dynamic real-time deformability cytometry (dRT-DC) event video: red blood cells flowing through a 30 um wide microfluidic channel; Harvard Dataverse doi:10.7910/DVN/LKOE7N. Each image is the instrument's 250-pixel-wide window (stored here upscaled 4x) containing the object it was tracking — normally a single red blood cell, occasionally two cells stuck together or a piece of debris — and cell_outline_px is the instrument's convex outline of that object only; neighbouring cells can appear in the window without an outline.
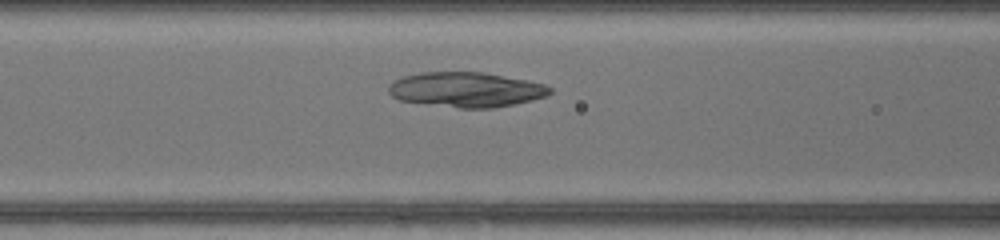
{"species": "common noctule bat (a hibernating species)", "species_latin": "Nyctalus noctula", "temperature_condition": "warm", "stored_images_in_passage": 28, "camera_frame_rate_fps": 3000, "um_per_image_px": 0.085, "animal": {"sex": "female", "body_mass_g": 17.0, "forearm_length_mm": 48.0}, "frame": {"image": 1, "passage_image": 9, "time_ms": 2.667, "image_size_px": [1000, 240], "cell_outline_px": [[552, 92], [544, 96], [532, 100], [492, 108], [460, 108], [400, 100], [392, 96], [388, 92], [388, 84], [404, 76], [424, 72], [484, 72], [528, 80], [544, 84], [552, 88]], "centroid_in_image_um": [39.62, 7.61], "position_along_channel_um": 127.0, "area_um2": 32.66}}
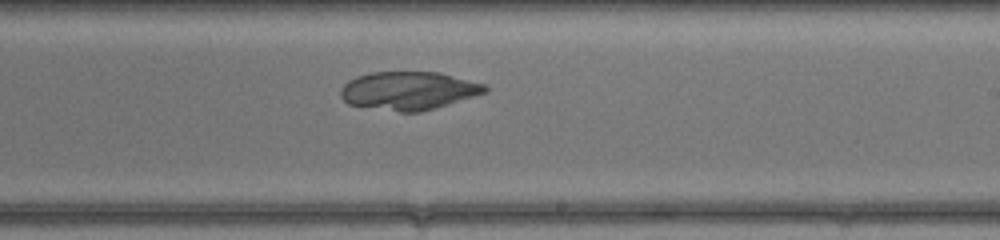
{"frame": {"image": 2, "passage_image": 18, "time_ms": 5.667, "image_size_px": [1000, 240], "cell_outline_px": [[488, 92], [420, 112], [400, 112], [348, 104], [340, 96], [340, 92], [344, 84], [348, 80], [356, 76], [372, 72], [436, 72], [484, 84], [488, 88]], "centroid_in_image_um": [34.7, 7.71], "position_along_channel_um": 254.3, "area_um2": 31.85}}
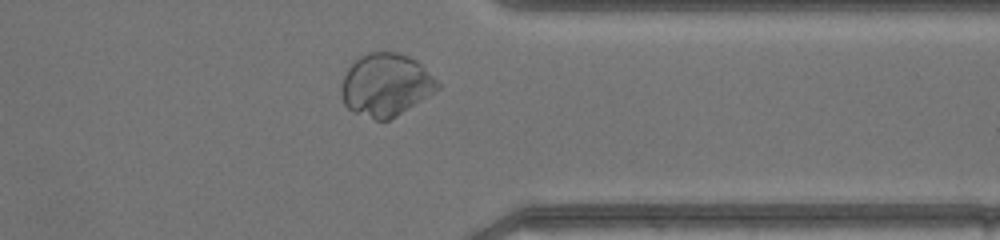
{"frame": {"image": 3, "passage_image": 27, "time_ms": 8.667, "image_size_px": [1000, 240], "cell_outline_px": [[440, 88], [396, 116], [388, 120], [376, 120], [352, 112], [344, 104], [340, 92], [340, 88], [344, 76], [348, 68], [360, 56], [368, 52], [396, 52], [408, 56], [416, 60], [440, 84]], "centroid_in_image_um": [32.76, 7.22], "position_along_channel_um": 378.6, "area_um2": 34.85}}